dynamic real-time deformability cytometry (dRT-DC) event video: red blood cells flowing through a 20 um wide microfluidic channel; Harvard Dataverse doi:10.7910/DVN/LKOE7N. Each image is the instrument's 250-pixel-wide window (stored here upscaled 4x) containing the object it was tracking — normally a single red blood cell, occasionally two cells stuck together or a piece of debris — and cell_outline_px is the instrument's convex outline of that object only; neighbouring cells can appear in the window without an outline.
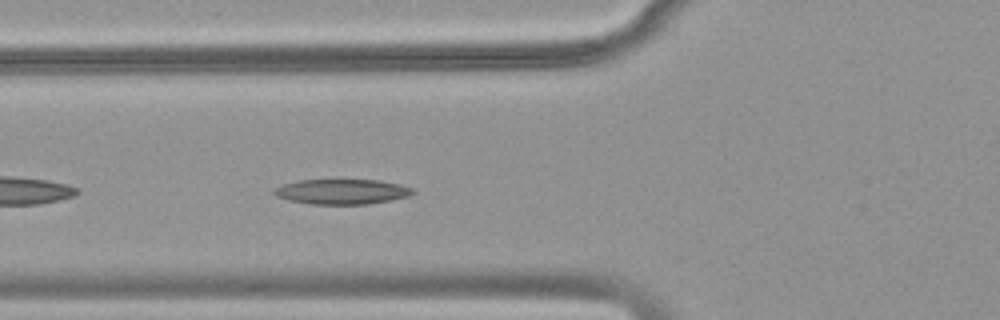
{"species": "common noctule bat (a hibernating species)", "species_latin": "Nyctalus noctula", "temperature_condition": "warm", "stored_images_in_passage": 29, "camera_frame_rate_fps": 3000, "um_per_image_px": 0.085, "animal": {"sex": "female", "body_mass_g": 18.4}, "frame": {"image": 1, "passage_image": 6, "time_ms": 1.667, "image_size_px": [1000, 320], "cell_outline_px": [[416, 192], [408, 196], [392, 200], [368, 204], [312, 204], [288, 200], [276, 196], [272, 192], [272, 188], [296, 180], [380, 180], [400, 184], [412, 188]], "centroid_in_image_um": [29.05, 16.29], "position_along_channel_um": 96.8, "area_um2": 20.4}}
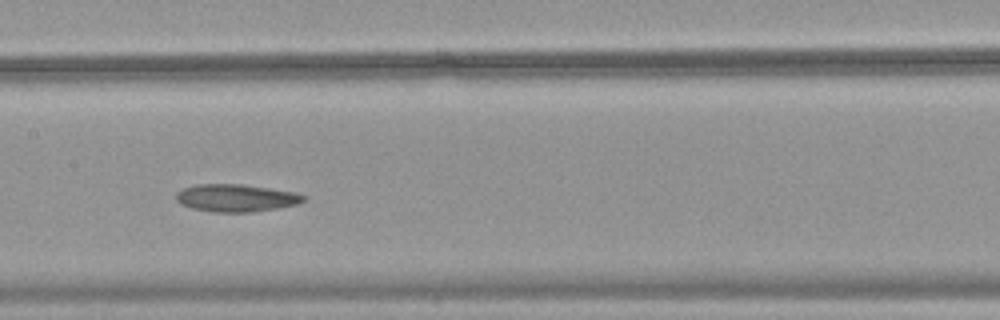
{"frame": {"image": 2, "passage_image": 13, "time_ms": 4.0, "image_size_px": [1000, 320], "cell_outline_px": [[308, 196], [304, 200], [296, 204], [276, 208], [252, 212], [216, 212], [192, 208], [180, 204], [176, 200], [176, 192], [184, 188], [200, 184], [240, 184], [296, 192]], "centroid_in_image_um": [20.06, 16.82], "position_along_channel_um": 187.3, "area_um2": 20.29}}
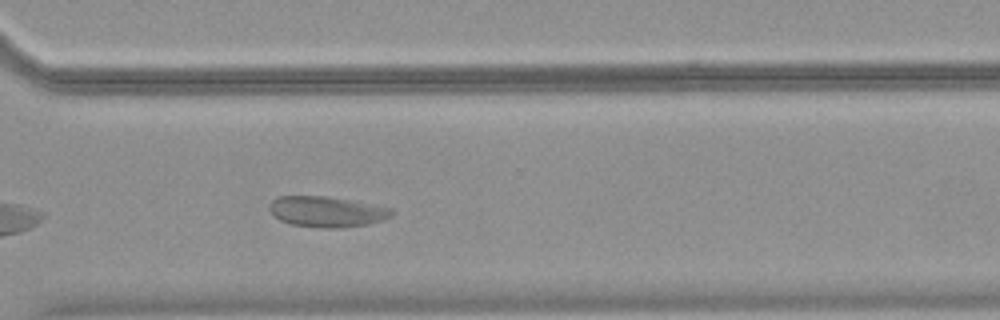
{"frame": {"image": 3, "passage_image": 25, "time_ms": 8.0, "image_size_px": [1000, 320], "cell_outline_px": [[392, 216], [368, 224], [336, 228], [320, 228], [292, 224], [280, 220], [272, 216], [268, 208], [268, 204], [272, 200], [280, 196], [324, 196], [348, 200], [392, 208]], "centroid_in_image_um": [27.7, 17.99], "position_along_channel_um": 342.9, "area_um2": 21.68}}